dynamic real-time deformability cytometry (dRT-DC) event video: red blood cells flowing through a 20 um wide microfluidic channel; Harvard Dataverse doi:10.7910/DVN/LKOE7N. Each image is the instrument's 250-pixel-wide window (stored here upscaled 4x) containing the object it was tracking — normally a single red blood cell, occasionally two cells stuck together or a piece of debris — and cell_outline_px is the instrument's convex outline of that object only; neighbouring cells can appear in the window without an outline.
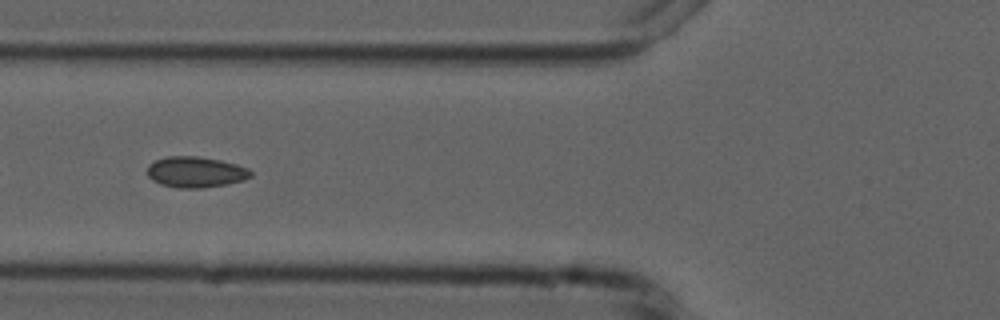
{"species": "common noctule bat (a hibernating species)", "species_latin": "Nyctalus noctula", "temperature_condition": "cold", "stored_images_in_passage": 8, "camera_frame_rate_fps": 3000, "um_per_image_px": 0.085, "animal": {"sex": "male", "forearm_length_mm": 52.5}, "frame": {"image": 1, "passage_image": 5, "time_ms": 4.667, "image_size_px": [1000, 320], "cell_outline_px": [[252, 176], [244, 180], [228, 184], [200, 188], [176, 188], [160, 184], [152, 180], [148, 176], [148, 164], [156, 160], [168, 156], [196, 156], [220, 160], [236, 164], [248, 168], [252, 172]], "centroid_in_image_um": [16.63, 14.63], "position_along_channel_um": 109.2, "area_um2": 18.67}}
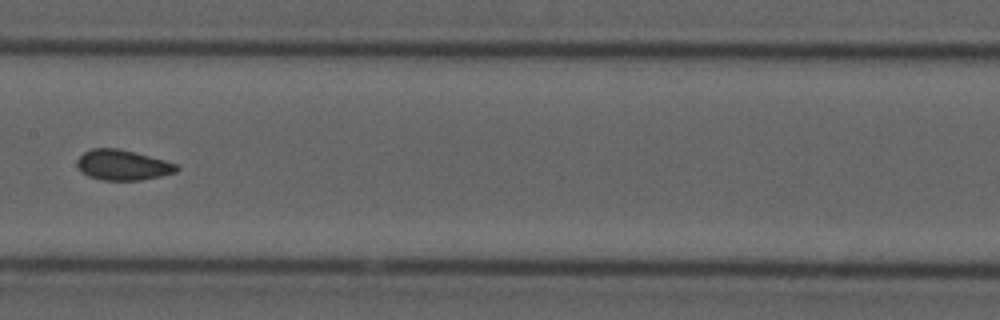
{"frame": {"image": 2, "passage_image": 7, "time_ms": 7.0, "image_size_px": [1000, 320], "cell_outline_px": [[180, 168], [176, 172], [160, 176], [140, 180], [100, 180], [88, 176], [80, 172], [76, 164], [76, 160], [84, 152], [92, 148], [120, 148], [136, 152], [164, 160], [176, 164]], "centroid_in_image_um": [10.4, 14.02], "position_along_channel_um": 197.0, "area_um2": 17.74}}
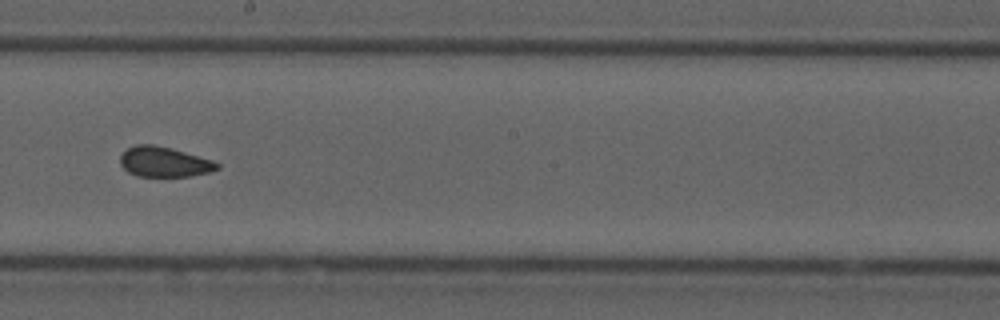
{"frame": {"image": 3, "passage_image": 8, "time_ms": 8.0, "image_size_px": [1000, 320], "cell_outline_px": [[220, 168], [208, 172], [192, 176], [136, 176], [128, 172], [120, 164], [120, 156], [128, 148], [136, 144], [156, 144], [212, 160], [220, 164]], "centroid_in_image_um": [13.94, 13.76], "position_along_channel_um": 234.3, "area_um2": 16.94}}